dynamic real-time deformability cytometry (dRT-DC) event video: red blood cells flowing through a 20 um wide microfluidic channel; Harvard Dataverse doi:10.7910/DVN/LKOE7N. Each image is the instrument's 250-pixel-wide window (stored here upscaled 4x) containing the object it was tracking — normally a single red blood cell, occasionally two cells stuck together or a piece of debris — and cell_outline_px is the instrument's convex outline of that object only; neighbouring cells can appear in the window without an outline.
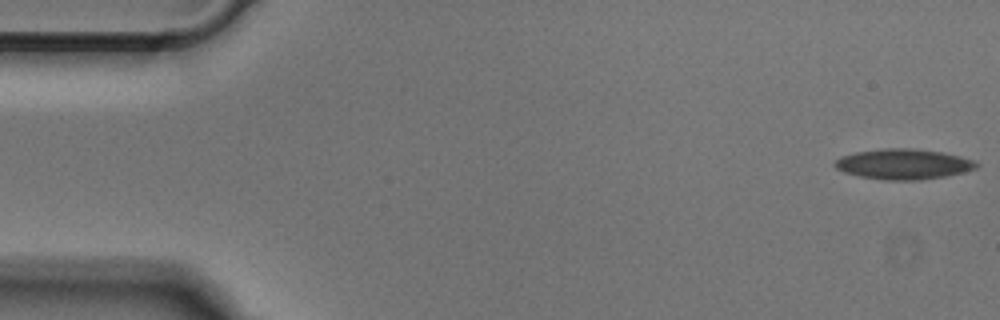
{"species": "Egyptian fruit bat (a non-hibernating species)", "species_latin": "Rousettus aegyptiacus", "temperature_condition": "cold", "stored_images_in_passage": 50, "camera_frame_rate_fps": 3000, "um_per_image_px": 0.085, "animal": {"sex": "male"}, "frame": {"image": 1, "passage_image": 1, "time_ms": 0.0, "image_size_px": [1000, 320], "cell_outline_px": [[980, 164], [976, 168], [944, 176], [920, 180], [884, 180], [860, 176], [844, 172], [836, 168], [832, 164], [840, 156], [856, 152], [884, 148], [912, 148], [940, 152], [960, 156], [976, 160]], "centroid_in_image_um": [76.77, 13.94], "position_along_channel_um": 8.2, "area_um2": 24.97}}
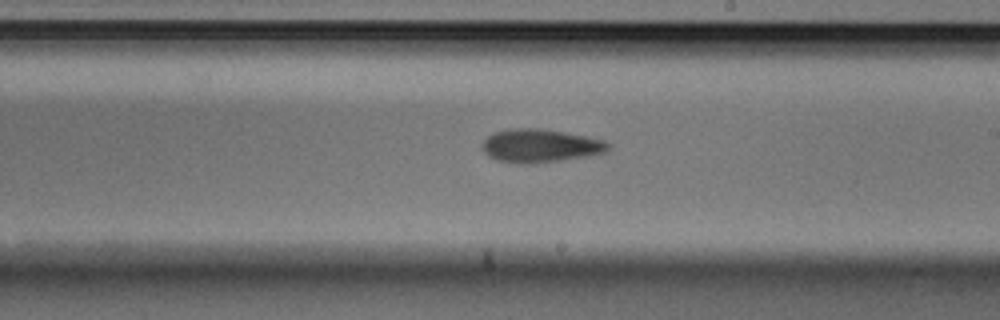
{"frame": {"image": 2, "passage_image": 28, "time_ms": 9.0, "image_size_px": [1000, 320], "cell_outline_px": [[612, 148], [608, 152], [588, 156], [536, 164], [520, 164], [496, 160], [488, 156], [484, 152], [484, 140], [492, 132], [512, 128], [540, 128], [588, 136], [604, 140], [612, 144]], "centroid_in_image_um": [45.98, 12.39], "position_along_channel_um": 243.0, "area_um2": 24.85}}
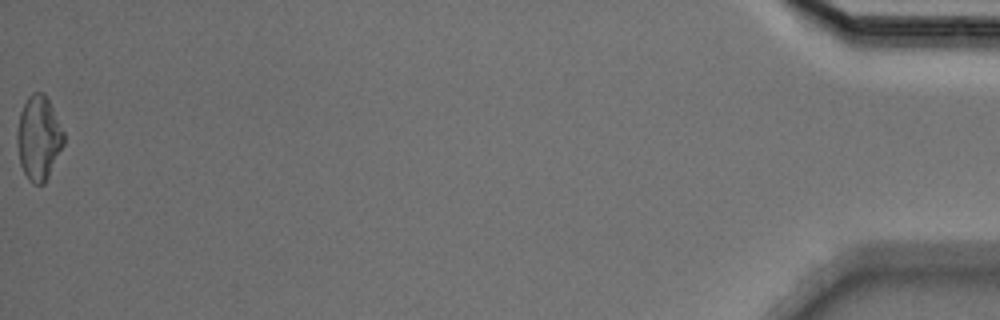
{"frame": {"image": 3, "passage_image": 50, "time_ms": 16.333, "image_size_px": [1000, 320], "cell_outline_px": [[64, 144], [44, 184], [32, 184], [28, 180], [20, 164], [16, 144], [16, 136], [20, 112], [28, 96], [32, 92], [44, 92], [64, 132]], "centroid_in_image_um": [3.27, 11.73], "position_along_channel_um": 431.9, "area_um2": 22.83}}